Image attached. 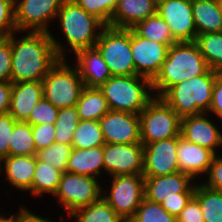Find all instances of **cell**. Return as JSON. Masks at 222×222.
<instances>
[{
  "instance_id": "cell-31",
  "label": "cell",
  "mask_w": 222,
  "mask_h": 222,
  "mask_svg": "<svg viewBox=\"0 0 222 222\" xmlns=\"http://www.w3.org/2000/svg\"><path fill=\"white\" fill-rule=\"evenodd\" d=\"M194 42L209 68L222 73V32L199 34Z\"/></svg>"
},
{
  "instance_id": "cell-22",
  "label": "cell",
  "mask_w": 222,
  "mask_h": 222,
  "mask_svg": "<svg viewBox=\"0 0 222 222\" xmlns=\"http://www.w3.org/2000/svg\"><path fill=\"white\" fill-rule=\"evenodd\" d=\"M36 167V155L34 156H8L0 161V175H5V181L9 182L16 190L30 192L32 196V182Z\"/></svg>"
},
{
  "instance_id": "cell-49",
  "label": "cell",
  "mask_w": 222,
  "mask_h": 222,
  "mask_svg": "<svg viewBox=\"0 0 222 222\" xmlns=\"http://www.w3.org/2000/svg\"><path fill=\"white\" fill-rule=\"evenodd\" d=\"M1 212V210H0ZM14 214H11L10 216H5V214L0 213V222H12Z\"/></svg>"
},
{
  "instance_id": "cell-38",
  "label": "cell",
  "mask_w": 222,
  "mask_h": 222,
  "mask_svg": "<svg viewBox=\"0 0 222 222\" xmlns=\"http://www.w3.org/2000/svg\"><path fill=\"white\" fill-rule=\"evenodd\" d=\"M59 109L42 97L32 109L27 123L31 125L55 124Z\"/></svg>"
},
{
  "instance_id": "cell-42",
  "label": "cell",
  "mask_w": 222,
  "mask_h": 222,
  "mask_svg": "<svg viewBox=\"0 0 222 222\" xmlns=\"http://www.w3.org/2000/svg\"><path fill=\"white\" fill-rule=\"evenodd\" d=\"M32 134L37 151L55 143V124L32 125Z\"/></svg>"
},
{
  "instance_id": "cell-28",
  "label": "cell",
  "mask_w": 222,
  "mask_h": 222,
  "mask_svg": "<svg viewBox=\"0 0 222 222\" xmlns=\"http://www.w3.org/2000/svg\"><path fill=\"white\" fill-rule=\"evenodd\" d=\"M132 29L142 38L164 43L169 47L177 43L169 26L158 13L138 22Z\"/></svg>"
},
{
  "instance_id": "cell-40",
  "label": "cell",
  "mask_w": 222,
  "mask_h": 222,
  "mask_svg": "<svg viewBox=\"0 0 222 222\" xmlns=\"http://www.w3.org/2000/svg\"><path fill=\"white\" fill-rule=\"evenodd\" d=\"M17 121L9 114H0V161L9 156V142Z\"/></svg>"
},
{
  "instance_id": "cell-3",
  "label": "cell",
  "mask_w": 222,
  "mask_h": 222,
  "mask_svg": "<svg viewBox=\"0 0 222 222\" xmlns=\"http://www.w3.org/2000/svg\"><path fill=\"white\" fill-rule=\"evenodd\" d=\"M197 44L177 42L168 49L167 58L151 81L155 97H161L170 87L183 80L201 76L209 70Z\"/></svg>"
},
{
  "instance_id": "cell-5",
  "label": "cell",
  "mask_w": 222,
  "mask_h": 222,
  "mask_svg": "<svg viewBox=\"0 0 222 222\" xmlns=\"http://www.w3.org/2000/svg\"><path fill=\"white\" fill-rule=\"evenodd\" d=\"M99 89L110 110L133 114H140L155 97L151 80L140 75L111 76Z\"/></svg>"
},
{
  "instance_id": "cell-39",
  "label": "cell",
  "mask_w": 222,
  "mask_h": 222,
  "mask_svg": "<svg viewBox=\"0 0 222 222\" xmlns=\"http://www.w3.org/2000/svg\"><path fill=\"white\" fill-rule=\"evenodd\" d=\"M14 20V0H0V37L16 32Z\"/></svg>"
},
{
  "instance_id": "cell-27",
  "label": "cell",
  "mask_w": 222,
  "mask_h": 222,
  "mask_svg": "<svg viewBox=\"0 0 222 222\" xmlns=\"http://www.w3.org/2000/svg\"><path fill=\"white\" fill-rule=\"evenodd\" d=\"M62 172L50 164L40 161L36 156V167L32 182V196L42 197L44 194L54 195L56 192Z\"/></svg>"
},
{
  "instance_id": "cell-26",
  "label": "cell",
  "mask_w": 222,
  "mask_h": 222,
  "mask_svg": "<svg viewBox=\"0 0 222 222\" xmlns=\"http://www.w3.org/2000/svg\"><path fill=\"white\" fill-rule=\"evenodd\" d=\"M80 120L99 121L110 111L107 100L97 87H84L76 104Z\"/></svg>"
},
{
  "instance_id": "cell-16",
  "label": "cell",
  "mask_w": 222,
  "mask_h": 222,
  "mask_svg": "<svg viewBox=\"0 0 222 222\" xmlns=\"http://www.w3.org/2000/svg\"><path fill=\"white\" fill-rule=\"evenodd\" d=\"M168 49L167 44L142 38L131 28V52L136 75L152 81L166 60Z\"/></svg>"
},
{
  "instance_id": "cell-4",
  "label": "cell",
  "mask_w": 222,
  "mask_h": 222,
  "mask_svg": "<svg viewBox=\"0 0 222 222\" xmlns=\"http://www.w3.org/2000/svg\"><path fill=\"white\" fill-rule=\"evenodd\" d=\"M220 72L209 69L205 74L183 80L170 87L161 98L180 117L208 113L216 77Z\"/></svg>"
},
{
  "instance_id": "cell-25",
  "label": "cell",
  "mask_w": 222,
  "mask_h": 222,
  "mask_svg": "<svg viewBox=\"0 0 222 222\" xmlns=\"http://www.w3.org/2000/svg\"><path fill=\"white\" fill-rule=\"evenodd\" d=\"M197 35L222 32V11L218 0H192Z\"/></svg>"
},
{
  "instance_id": "cell-32",
  "label": "cell",
  "mask_w": 222,
  "mask_h": 222,
  "mask_svg": "<svg viewBox=\"0 0 222 222\" xmlns=\"http://www.w3.org/2000/svg\"><path fill=\"white\" fill-rule=\"evenodd\" d=\"M104 145L105 139L99 121L80 120L78 122L72 141L73 148L89 149Z\"/></svg>"
},
{
  "instance_id": "cell-51",
  "label": "cell",
  "mask_w": 222,
  "mask_h": 222,
  "mask_svg": "<svg viewBox=\"0 0 222 222\" xmlns=\"http://www.w3.org/2000/svg\"><path fill=\"white\" fill-rule=\"evenodd\" d=\"M222 11V0H218Z\"/></svg>"
},
{
  "instance_id": "cell-7",
  "label": "cell",
  "mask_w": 222,
  "mask_h": 222,
  "mask_svg": "<svg viewBox=\"0 0 222 222\" xmlns=\"http://www.w3.org/2000/svg\"><path fill=\"white\" fill-rule=\"evenodd\" d=\"M112 76L136 75L131 52V28L106 25L95 44Z\"/></svg>"
},
{
  "instance_id": "cell-30",
  "label": "cell",
  "mask_w": 222,
  "mask_h": 222,
  "mask_svg": "<svg viewBox=\"0 0 222 222\" xmlns=\"http://www.w3.org/2000/svg\"><path fill=\"white\" fill-rule=\"evenodd\" d=\"M69 216L75 222H126L103 198L75 210Z\"/></svg>"
},
{
  "instance_id": "cell-48",
  "label": "cell",
  "mask_w": 222,
  "mask_h": 222,
  "mask_svg": "<svg viewBox=\"0 0 222 222\" xmlns=\"http://www.w3.org/2000/svg\"><path fill=\"white\" fill-rule=\"evenodd\" d=\"M190 199H172L164 200L161 206L171 215L177 217L180 212L186 207Z\"/></svg>"
},
{
  "instance_id": "cell-6",
  "label": "cell",
  "mask_w": 222,
  "mask_h": 222,
  "mask_svg": "<svg viewBox=\"0 0 222 222\" xmlns=\"http://www.w3.org/2000/svg\"><path fill=\"white\" fill-rule=\"evenodd\" d=\"M70 62L59 59L42 80L43 97L58 109L76 106L85 87L77 67Z\"/></svg>"
},
{
  "instance_id": "cell-19",
  "label": "cell",
  "mask_w": 222,
  "mask_h": 222,
  "mask_svg": "<svg viewBox=\"0 0 222 222\" xmlns=\"http://www.w3.org/2000/svg\"><path fill=\"white\" fill-rule=\"evenodd\" d=\"M215 156L212 150L187 141L181 134L177 136L179 170L190 175L194 180L207 174Z\"/></svg>"
},
{
  "instance_id": "cell-47",
  "label": "cell",
  "mask_w": 222,
  "mask_h": 222,
  "mask_svg": "<svg viewBox=\"0 0 222 222\" xmlns=\"http://www.w3.org/2000/svg\"><path fill=\"white\" fill-rule=\"evenodd\" d=\"M11 91L12 82H0V114L9 112Z\"/></svg>"
},
{
  "instance_id": "cell-45",
  "label": "cell",
  "mask_w": 222,
  "mask_h": 222,
  "mask_svg": "<svg viewBox=\"0 0 222 222\" xmlns=\"http://www.w3.org/2000/svg\"><path fill=\"white\" fill-rule=\"evenodd\" d=\"M208 113L214 118L216 116V119H220L218 120L219 122L222 121V73H220L215 79L212 103Z\"/></svg>"
},
{
  "instance_id": "cell-2",
  "label": "cell",
  "mask_w": 222,
  "mask_h": 222,
  "mask_svg": "<svg viewBox=\"0 0 222 222\" xmlns=\"http://www.w3.org/2000/svg\"><path fill=\"white\" fill-rule=\"evenodd\" d=\"M56 20L59 21L57 26L60 27L57 30H61V34L64 35L62 40L65 39L66 45L61 40L58 41L59 38L57 39L52 32H50V36L60 59H67L68 55H73L80 49L94 47L102 29L106 26L73 0L62 2ZM67 49L71 50V53Z\"/></svg>"
},
{
  "instance_id": "cell-17",
  "label": "cell",
  "mask_w": 222,
  "mask_h": 222,
  "mask_svg": "<svg viewBox=\"0 0 222 222\" xmlns=\"http://www.w3.org/2000/svg\"><path fill=\"white\" fill-rule=\"evenodd\" d=\"M99 124L105 144L141 143L139 114L110 110Z\"/></svg>"
},
{
  "instance_id": "cell-18",
  "label": "cell",
  "mask_w": 222,
  "mask_h": 222,
  "mask_svg": "<svg viewBox=\"0 0 222 222\" xmlns=\"http://www.w3.org/2000/svg\"><path fill=\"white\" fill-rule=\"evenodd\" d=\"M209 113L189 115L181 118L180 134L187 141L212 150L216 155L222 148V130L218 128V122L210 118Z\"/></svg>"
},
{
  "instance_id": "cell-20",
  "label": "cell",
  "mask_w": 222,
  "mask_h": 222,
  "mask_svg": "<svg viewBox=\"0 0 222 222\" xmlns=\"http://www.w3.org/2000/svg\"><path fill=\"white\" fill-rule=\"evenodd\" d=\"M75 63L80 77L86 87L99 88L112 75L104 62L98 49L94 47L83 48L74 54Z\"/></svg>"
},
{
  "instance_id": "cell-14",
  "label": "cell",
  "mask_w": 222,
  "mask_h": 222,
  "mask_svg": "<svg viewBox=\"0 0 222 222\" xmlns=\"http://www.w3.org/2000/svg\"><path fill=\"white\" fill-rule=\"evenodd\" d=\"M157 13L170 28L177 42H193L197 31L192 12V0H167L157 5Z\"/></svg>"
},
{
  "instance_id": "cell-35",
  "label": "cell",
  "mask_w": 222,
  "mask_h": 222,
  "mask_svg": "<svg viewBox=\"0 0 222 222\" xmlns=\"http://www.w3.org/2000/svg\"><path fill=\"white\" fill-rule=\"evenodd\" d=\"M128 222H177L159 203L143 199L135 215Z\"/></svg>"
},
{
  "instance_id": "cell-34",
  "label": "cell",
  "mask_w": 222,
  "mask_h": 222,
  "mask_svg": "<svg viewBox=\"0 0 222 222\" xmlns=\"http://www.w3.org/2000/svg\"><path fill=\"white\" fill-rule=\"evenodd\" d=\"M79 121L76 106L60 108L55 123V142L72 145L74 131Z\"/></svg>"
},
{
  "instance_id": "cell-21",
  "label": "cell",
  "mask_w": 222,
  "mask_h": 222,
  "mask_svg": "<svg viewBox=\"0 0 222 222\" xmlns=\"http://www.w3.org/2000/svg\"><path fill=\"white\" fill-rule=\"evenodd\" d=\"M43 97L42 81L12 83L9 114L17 122H26L32 109Z\"/></svg>"
},
{
  "instance_id": "cell-44",
  "label": "cell",
  "mask_w": 222,
  "mask_h": 222,
  "mask_svg": "<svg viewBox=\"0 0 222 222\" xmlns=\"http://www.w3.org/2000/svg\"><path fill=\"white\" fill-rule=\"evenodd\" d=\"M177 222H204L199 201L193 196L176 217Z\"/></svg>"
},
{
  "instance_id": "cell-29",
  "label": "cell",
  "mask_w": 222,
  "mask_h": 222,
  "mask_svg": "<svg viewBox=\"0 0 222 222\" xmlns=\"http://www.w3.org/2000/svg\"><path fill=\"white\" fill-rule=\"evenodd\" d=\"M198 183L194 197L199 201L204 222H222V192Z\"/></svg>"
},
{
  "instance_id": "cell-10",
  "label": "cell",
  "mask_w": 222,
  "mask_h": 222,
  "mask_svg": "<svg viewBox=\"0 0 222 222\" xmlns=\"http://www.w3.org/2000/svg\"><path fill=\"white\" fill-rule=\"evenodd\" d=\"M111 184L102 187V198L128 222L145 198L142 174L112 176ZM109 191V192H108Z\"/></svg>"
},
{
  "instance_id": "cell-9",
  "label": "cell",
  "mask_w": 222,
  "mask_h": 222,
  "mask_svg": "<svg viewBox=\"0 0 222 222\" xmlns=\"http://www.w3.org/2000/svg\"><path fill=\"white\" fill-rule=\"evenodd\" d=\"M100 181L95 177L64 172L52 197L63 207L66 215H71L75 210L102 198L103 184Z\"/></svg>"
},
{
  "instance_id": "cell-13",
  "label": "cell",
  "mask_w": 222,
  "mask_h": 222,
  "mask_svg": "<svg viewBox=\"0 0 222 222\" xmlns=\"http://www.w3.org/2000/svg\"><path fill=\"white\" fill-rule=\"evenodd\" d=\"M103 156L106 176L142 174L143 172L144 148L142 143L105 144Z\"/></svg>"
},
{
  "instance_id": "cell-11",
  "label": "cell",
  "mask_w": 222,
  "mask_h": 222,
  "mask_svg": "<svg viewBox=\"0 0 222 222\" xmlns=\"http://www.w3.org/2000/svg\"><path fill=\"white\" fill-rule=\"evenodd\" d=\"M63 1L14 0V20L17 31L50 33L52 31L50 25L56 21Z\"/></svg>"
},
{
  "instance_id": "cell-24",
  "label": "cell",
  "mask_w": 222,
  "mask_h": 222,
  "mask_svg": "<svg viewBox=\"0 0 222 222\" xmlns=\"http://www.w3.org/2000/svg\"><path fill=\"white\" fill-rule=\"evenodd\" d=\"M103 146L89 149L73 148L67 162L66 172L95 177L103 180L105 175ZM103 174V175H101Z\"/></svg>"
},
{
  "instance_id": "cell-8",
  "label": "cell",
  "mask_w": 222,
  "mask_h": 222,
  "mask_svg": "<svg viewBox=\"0 0 222 222\" xmlns=\"http://www.w3.org/2000/svg\"><path fill=\"white\" fill-rule=\"evenodd\" d=\"M139 117L142 144L180 135L181 118L161 97H154L140 112Z\"/></svg>"
},
{
  "instance_id": "cell-41",
  "label": "cell",
  "mask_w": 222,
  "mask_h": 222,
  "mask_svg": "<svg viewBox=\"0 0 222 222\" xmlns=\"http://www.w3.org/2000/svg\"><path fill=\"white\" fill-rule=\"evenodd\" d=\"M11 35L0 37V82H11Z\"/></svg>"
},
{
  "instance_id": "cell-12",
  "label": "cell",
  "mask_w": 222,
  "mask_h": 222,
  "mask_svg": "<svg viewBox=\"0 0 222 222\" xmlns=\"http://www.w3.org/2000/svg\"><path fill=\"white\" fill-rule=\"evenodd\" d=\"M195 189V180L184 172L158 177H144L145 198L159 204L164 200L191 199Z\"/></svg>"
},
{
  "instance_id": "cell-15",
  "label": "cell",
  "mask_w": 222,
  "mask_h": 222,
  "mask_svg": "<svg viewBox=\"0 0 222 222\" xmlns=\"http://www.w3.org/2000/svg\"><path fill=\"white\" fill-rule=\"evenodd\" d=\"M144 177H158L180 172L177 157V136L143 144Z\"/></svg>"
},
{
  "instance_id": "cell-23",
  "label": "cell",
  "mask_w": 222,
  "mask_h": 222,
  "mask_svg": "<svg viewBox=\"0 0 222 222\" xmlns=\"http://www.w3.org/2000/svg\"><path fill=\"white\" fill-rule=\"evenodd\" d=\"M156 13L154 0H118L108 26L130 29Z\"/></svg>"
},
{
  "instance_id": "cell-33",
  "label": "cell",
  "mask_w": 222,
  "mask_h": 222,
  "mask_svg": "<svg viewBox=\"0 0 222 222\" xmlns=\"http://www.w3.org/2000/svg\"><path fill=\"white\" fill-rule=\"evenodd\" d=\"M37 155L32 125L27 122H16L11 142H9V156H34Z\"/></svg>"
},
{
  "instance_id": "cell-43",
  "label": "cell",
  "mask_w": 222,
  "mask_h": 222,
  "mask_svg": "<svg viewBox=\"0 0 222 222\" xmlns=\"http://www.w3.org/2000/svg\"><path fill=\"white\" fill-rule=\"evenodd\" d=\"M202 178L201 183L211 189L222 192V155L220 152L213 158L209 166L208 172Z\"/></svg>"
},
{
  "instance_id": "cell-36",
  "label": "cell",
  "mask_w": 222,
  "mask_h": 222,
  "mask_svg": "<svg viewBox=\"0 0 222 222\" xmlns=\"http://www.w3.org/2000/svg\"><path fill=\"white\" fill-rule=\"evenodd\" d=\"M72 149V145L55 142L47 148L37 151L36 156L40 161L48 163L52 167L64 173L66 172L67 162Z\"/></svg>"
},
{
  "instance_id": "cell-50",
  "label": "cell",
  "mask_w": 222,
  "mask_h": 222,
  "mask_svg": "<svg viewBox=\"0 0 222 222\" xmlns=\"http://www.w3.org/2000/svg\"><path fill=\"white\" fill-rule=\"evenodd\" d=\"M163 1H167V0H154V2L158 5L159 3L163 2Z\"/></svg>"
},
{
  "instance_id": "cell-1",
  "label": "cell",
  "mask_w": 222,
  "mask_h": 222,
  "mask_svg": "<svg viewBox=\"0 0 222 222\" xmlns=\"http://www.w3.org/2000/svg\"><path fill=\"white\" fill-rule=\"evenodd\" d=\"M11 51L12 83L42 81L60 59L49 32L16 31L11 34Z\"/></svg>"
},
{
  "instance_id": "cell-37",
  "label": "cell",
  "mask_w": 222,
  "mask_h": 222,
  "mask_svg": "<svg viewBox=\"0 0 222 222\" xmlns=\"http://www.w3.org/2000/svg\"><path fill=\"white\" fill-rule=\"evenodd\" d=\"M83 8L101 20L105 25L111 22L112 14L117 6L118 0H73Z\"/></svg>"
},
{
  "instance_id": "cell-46",
  "label": "cell",
  "mask_w": 222,
  "mask_h": 222,
  "mask_svg": "<svg viewBox=\"0 0 222 222\" xmlns=\"http://www.w3.org/2000/svg\"><path fill=\"white\" fill-rule=\"evenodd\" d=\"M18 211L15 212L16 214L14 213L12 222H53L49 217L44 218V216L37 215L36 212L35 214L32 213L26 206L24 207V205L21 206ZM63 218H65V216L60 214L57 219H59V222H63Z\"/></svg>"
}]
</instances>
